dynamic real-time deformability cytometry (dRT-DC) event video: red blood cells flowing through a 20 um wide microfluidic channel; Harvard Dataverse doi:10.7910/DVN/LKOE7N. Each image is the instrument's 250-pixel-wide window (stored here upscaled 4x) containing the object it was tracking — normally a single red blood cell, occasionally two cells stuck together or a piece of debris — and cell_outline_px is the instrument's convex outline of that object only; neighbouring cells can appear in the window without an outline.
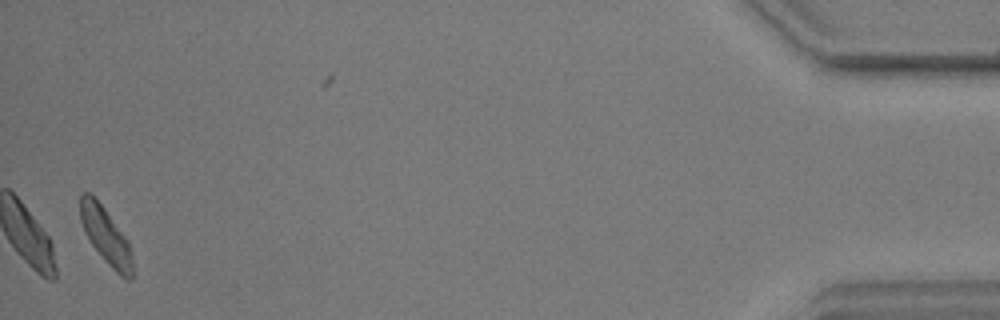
{"species": "common noctule bat (a hibernating species)", "species_latin": "Nyctalus noctula", "temperature_condition": "warm", "stored_images_in_passage": 43, "segment_of_instrument_passage": [2, 2], "camera_frame_rate_fps": 3000, "um_per_image_px": 0.085, "animal": {"sex": "male", "body_mass_g": 17.9, "forearm_length_mm": 54.2}, "frame": {"image": 1, "passage_image": 41, "time_ms": 13.333, "image_size_px": [1000, 320], "cell_outline_px": [[132, 276], [128, 280], [116, 272], [104, 260], [92, 244], [84, 232], [80, 220], [80, 192], [88, 192], [104, 208], [128, 240], [132, 260]], "centroid_in_image_um": [8.97, 20.03], "position_along_channel_um": 426.2, "area_um2": 16.88}}